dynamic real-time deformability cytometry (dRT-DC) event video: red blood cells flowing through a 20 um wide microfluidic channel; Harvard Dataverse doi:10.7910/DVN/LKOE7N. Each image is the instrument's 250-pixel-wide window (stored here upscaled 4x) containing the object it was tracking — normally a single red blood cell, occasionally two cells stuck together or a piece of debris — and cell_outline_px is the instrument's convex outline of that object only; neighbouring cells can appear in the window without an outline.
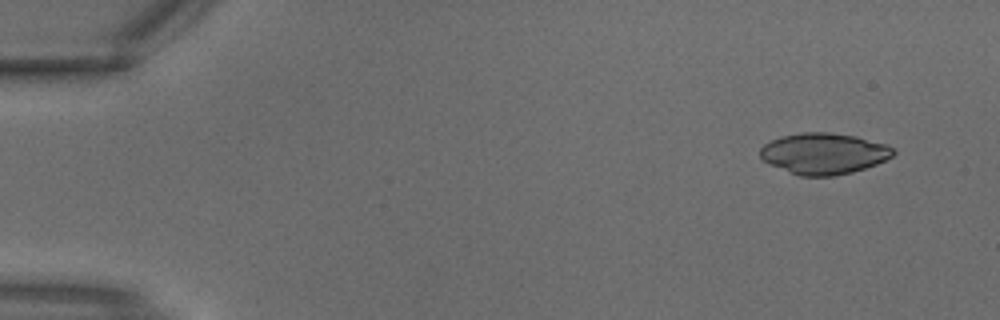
{"species": "common noctule bat (a hibernating species)", "species_latin": "Nyctalus noctula", "temperature_condition": "warm", "stored_images_in_passage": 3, "segment_of_instrument_passage": [2, 2], "camera_frame_rate_fps": 3000, "um_per_image_px": 0.085, "animal": {"sex": "male", "body_mass_g": 18.8}, "frame": {"image": 1, "passage_image": 3, "time_ms": 0.667, "image_size_px": [1000, 320], "cell_outline_px": [[896, 152], [892, 156], [876, 164], [852, 172], [836, 176], [800, 176], [768, 164], [760, 156], [760, 148], [764, 144], [780, 136], [800, 132], [828, 132], [856, 136], [888, 144]], "centroid_in_image_um": [70.01, 13.04], "position_along_channel_um": 15.0, "area_um2": 32.02}}